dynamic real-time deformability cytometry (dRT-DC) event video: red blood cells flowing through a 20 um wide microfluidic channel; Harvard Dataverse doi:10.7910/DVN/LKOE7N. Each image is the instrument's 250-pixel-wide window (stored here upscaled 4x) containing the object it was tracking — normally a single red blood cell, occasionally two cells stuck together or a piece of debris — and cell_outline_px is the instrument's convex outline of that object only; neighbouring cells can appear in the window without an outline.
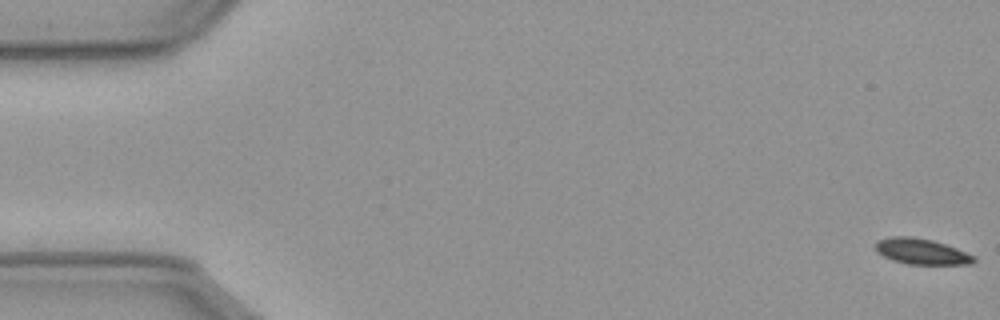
{"species": "common noctule bat (a hibernating species)", "species_latin": "Nyctalus noctula", "temperature_condition": "cold", "stored_images_in_passage": 58, "camera_frame_rate_fps": 3000, "um_per_image_px": 0.085, "animal": {"sex": "male", "body_mass_g": 23.1, "forearm_length_mm": 52.7}, "frame": {"image": 1, "passage_image": 1, "time_ms": 0.0, "image_size_px": [1000, 320], "cell_outline_px": [[976, 260], [972, 264], [908, 264], [892, 260], [876, 252], [872, 244], [880, 240], [892, 236], [912, 236], [932, 240], [956, 248], [976, 256]], "centroid_in_image_um": [78.3, 21.37], "position_along_channel_um": 6.7, "area_um2": 14.85}}
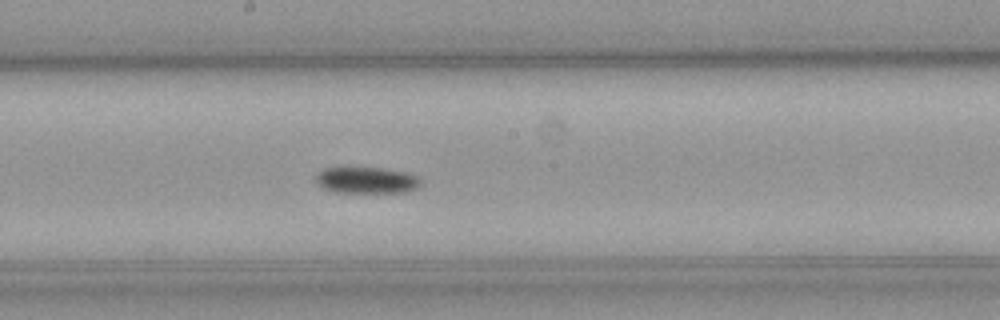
{"frame": {"image": 2, "passage_image": 31, "time_ms": 10.0, "image_size_px": [1000, 320], "cell_outline_px": [[424, 184], [420, 188], [408, 192], [332, 192], [320, 188], [316, 184], [316, 176], [324, 168], [344, 164], [380, 168], [404, 172], [420, 176]], "centroid_in_image_um": [31.15, 15.28], "position_along_channel_um": 217.1, "area_um2": 17.22}}
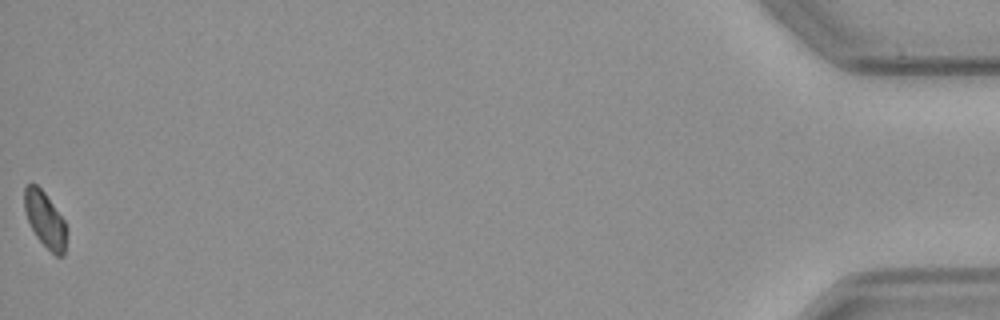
{"frame": {"image": 3, "passage_image": 58, "time_ms": 19.0, "image_size_px": [1000, 320], "cell_outline_px": [[68, 228], [64, 256], [56, 256], [36, 236], [28, 220], [24, 208], [24, 188], [28, 184], [36, 184], [44, 192], [64, 220]], "centroid_in_image_um": [3.85, 18.68], "position_along_channel_um": 431.3, "area_um2": 13.58}, "authors_computed_cell_mechanics": {"area_um2": 15.606, "velocity_mm_per_s": 3.5799, "shape_relaxation_time_tau1_ms": 4.9898, "shape_relaxation_time_tau2_ms": null, "deformation_change_tau1": 0.0736, "deformation_change_tau2": null}}